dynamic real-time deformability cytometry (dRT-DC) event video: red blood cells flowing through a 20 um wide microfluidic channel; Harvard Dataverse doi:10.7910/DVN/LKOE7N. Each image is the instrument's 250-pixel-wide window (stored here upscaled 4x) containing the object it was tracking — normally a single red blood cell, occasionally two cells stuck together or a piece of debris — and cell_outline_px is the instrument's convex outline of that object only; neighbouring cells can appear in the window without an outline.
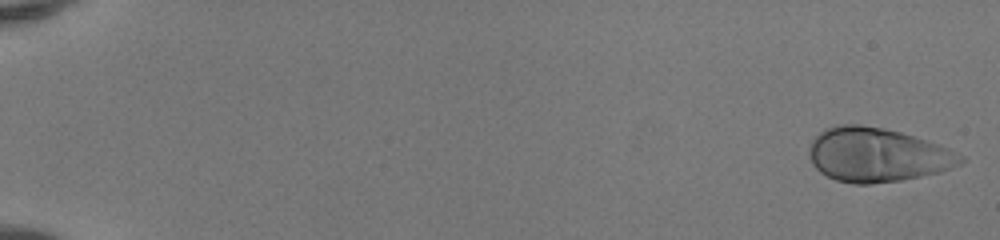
{"species": "human", "species_latin": "Homo sapiens", "temperature_condition": "room temperature", "stored_images_in_passage": 50, "camera_frame_rate_fps": 3000, "um_per_image_px": 0.085, "donor": {"sex": "female"}, "frame": {"image": 1, "passage_image": 1, "time_ms": 0.0, "image_size_px": [1000, 240], "cell_outline_px": [[964, 160], [960, 164], [940, 172], [900, 180], [872, 184], [852, 184], [836, 180], [820, 172], [812, 164], [808, 148], [812, 140], [824, 128], [836, 124], [860, 124], [884, 128], [900, 132], [948, 148], [964, 156]], "centroid_in_image_um": [74.52, 13.16], "position_along_channel_um": 10.5, "area_um2": 47.63}}
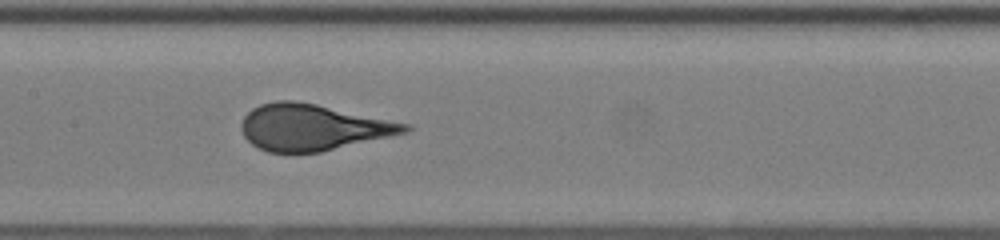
{"frame": {"image": 2, "passage_image": 27, "time_ms": 8.667, "image_size_px": [1000, 240], "cell_outline_px": [[412, 128], [408, 132], [320, 152], [268, 152], [252, 144], [244, 136], [240, 128], [240, 124], [244, 116], [252, 108], [260, 104], [276, 100], [296, 100], [316, 104], [412, 124]], "centroid_in_image_um": [26.58, 10.81], "position_along_channel_um": 180.8, "area_um2": 44.04}}
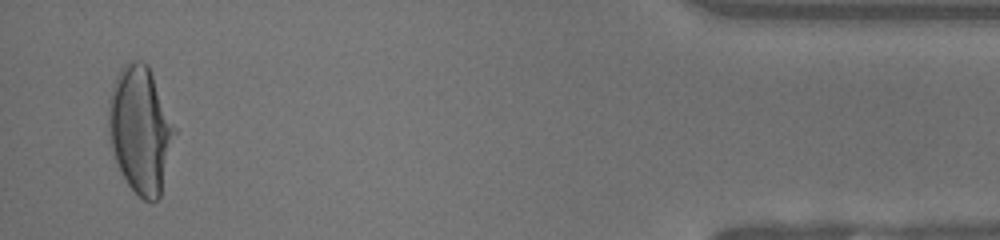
{"frame": {"image": 3, "passage_image": 49, "time_ms": 16.0, "image_size_px": [1000, 240], "cell_outline_px": [[176, 132], [160, 196], [152, 204], [144, 200], [124, 180], [120, 172], [112, 148], [108, 132], [108, 100], [112, 88], [124, 64], [128, 60], [140, 60], [148, 64], [176, 128]], "centroid_in_image_um": [11.93, 11.03], "position_along_channel_um": 423.3, "area_um2": 48.73}, "authors_computed_cell_mechanics": {"area_um2": 44.6216, "velocity_mm_per_s": 4.1635, "shape_relaxation_time_tau1_ms": 4.783, "shape_relaxation_time_tau2_ms": null, "deformation_change_tau1": 0.2456, "deformation_change_tau2": null}}